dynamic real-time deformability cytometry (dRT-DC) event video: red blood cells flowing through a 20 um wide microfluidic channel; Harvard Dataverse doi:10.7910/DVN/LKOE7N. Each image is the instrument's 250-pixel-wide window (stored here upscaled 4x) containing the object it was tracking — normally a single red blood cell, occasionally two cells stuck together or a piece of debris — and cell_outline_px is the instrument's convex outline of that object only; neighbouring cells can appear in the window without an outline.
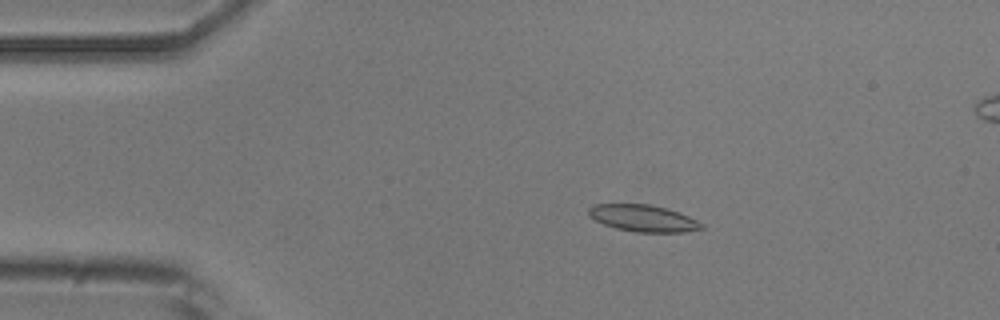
{"species": "common noctule bat (a hibernating species)", "species_latin": "Nyctalus noctula", "temperature_condition": "room temperature", "stored_images_in_passage": 6, "camera_frame_rate_fps": 3000, "um_per_image_px": 0.085, "animal": {"sex": "male", "body_mass_g": 20.5, "forearm_length_mm": 52.5}, "frame": {"image": 1, "passage_image": 3, "time_ms": 2.333, "image_size_px": [1000, 320], "cell_outline_px": [[704, 228], [684, 232], [636, 232], [616, 228], [604, 224], [588, 216], [588, 208], [592, 204], [648, 204], [680, 212], [704, 224]], "centroid_in_image_um": [54.66, 18.55], "position_along_channel_um": 30.3, "area_um2": 17.57}}
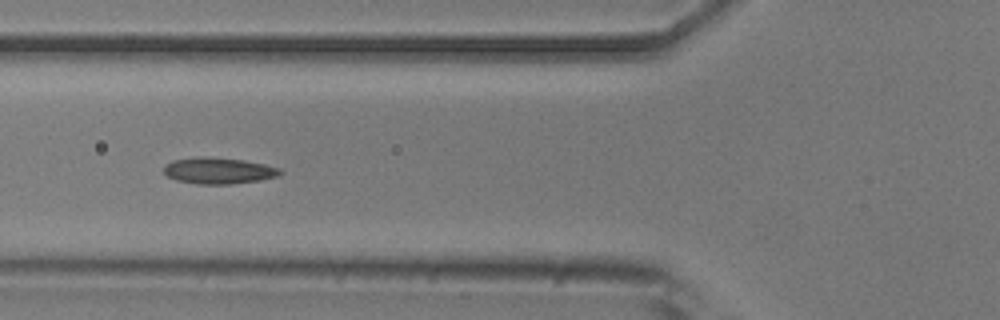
{"frame": {"image": 2, "passage_image": 6, "time_ms": 5.667, "image_size_px": [1000, 320], "cell_outline_px": [[284, 172], [280, 176], [260, 180], [232, 184], [196, 184], [176, 180], [168, 176], [164, 172], [164, 164], [172, 160], [196, 156], [244, 160], [264, 164], [280, 168]], "centroid_in_image_um": [18.59, 14.51], "position_along_channel_um": 107.2, "area_um2": 17.98}}